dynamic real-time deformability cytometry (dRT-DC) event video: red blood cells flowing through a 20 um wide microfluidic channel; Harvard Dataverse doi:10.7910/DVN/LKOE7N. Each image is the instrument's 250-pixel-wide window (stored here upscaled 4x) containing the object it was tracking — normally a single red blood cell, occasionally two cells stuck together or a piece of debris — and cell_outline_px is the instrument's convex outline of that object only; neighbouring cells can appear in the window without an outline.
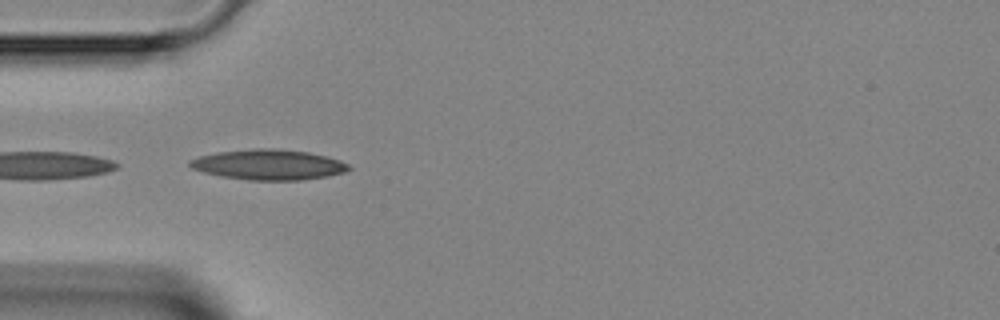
{"species": "Egyptian fruit bat (a non-hibernating species)", "species_latin": "Rousettus aegyptiacus", "temperature_condition": "room temperature", "stored_images_in_passage": 3, "camera_frame_rate_fps": 3000, "um_per_image_px": 0.085, "animal": {"sex": "female"}, "frame": {"image": 1, "passage_image": 1, "time_ms": 0.0, "image_size_px": [1000, 320], "cell_outline_px": [[352, 168], [344, 172], [328, 176], [300, 180], [248, 180], [220, 176], [204, 172], [192, 168], [188, 164], [188, 160], [200, 156], [216, 152], [252, 148], [272, 148], [308, 152], [340, 160], [348, 164]], "centroid_in_image_um": [22.81, 13.99], "position_along_channel_um": 62.2, "area_um2": 28.09}}